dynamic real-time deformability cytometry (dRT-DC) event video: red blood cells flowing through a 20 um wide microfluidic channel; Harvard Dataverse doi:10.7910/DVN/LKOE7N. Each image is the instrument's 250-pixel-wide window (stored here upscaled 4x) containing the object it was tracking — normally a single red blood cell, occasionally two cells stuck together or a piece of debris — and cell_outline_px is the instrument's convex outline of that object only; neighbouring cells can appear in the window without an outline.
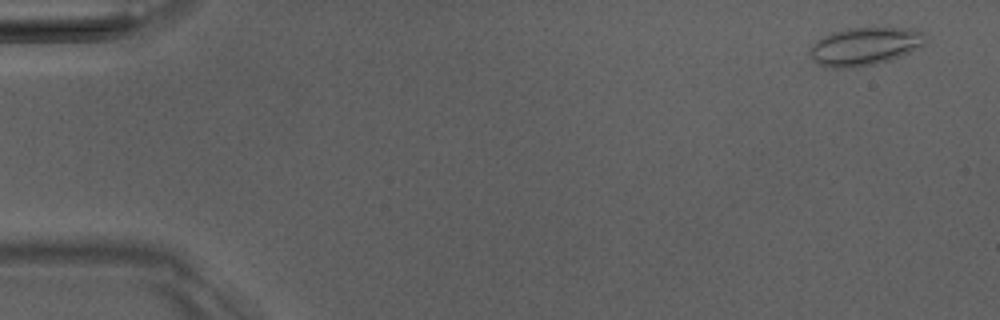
{"species": "Egyptian fruit bat (a non-hibernating species)", "species_latin": "Rousettus aegyptiacus", "temperature_condition": "room temperature", "stored_images_in_passage": 7, "camera_frame_rate_fps": 3000, "um_per_image_px": 0.085, "animal": {"sex": "male"}, "frame": {"image": 1, "passage_image": 1, "time_ms": 0.0, "image_size_px": [1000, 320], "cell_outline_px": [[928, 40], [924, 44], [900, 56], [876, 64], [852, 68], [824, 68], [816, 64], [812, 60], [808, 52], [812, 44], [816, 40], [832, 32], [848, 28], [908, 28], [920, 32], [928, 36]], "centroid_in_image_um": [73.44, 3.96], "position_along_channel_um": 11.6, "area_um2": 25.78}}
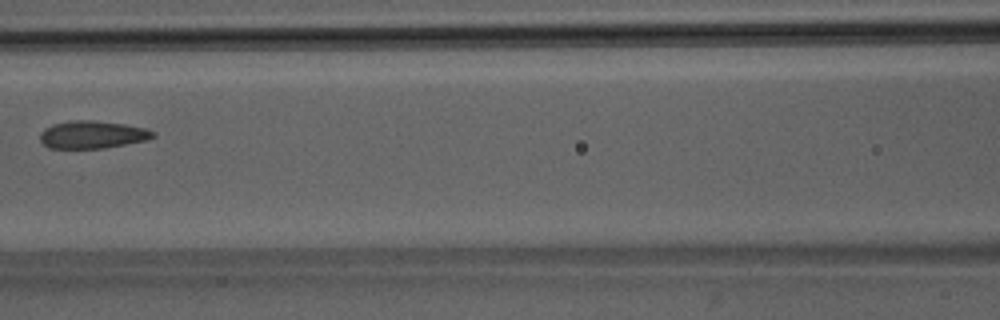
{"frame": {"image": 2, "passage_image": 7, "time_ms": 7.0, "image_size_px": [1000, 320], "cell_outline_px": [[156, 136], [148, 140], [104, 148], [48, 148], [40, 140], [40, 132], [44, 128], [52, 124], [76, 120], [92, 120], [124, 124], [148, 128], [156, 132]], "centroid_in_image_um": [7.88, 11.44], "position_along_channel_um": 158.7, "area_um2": 18.32}}